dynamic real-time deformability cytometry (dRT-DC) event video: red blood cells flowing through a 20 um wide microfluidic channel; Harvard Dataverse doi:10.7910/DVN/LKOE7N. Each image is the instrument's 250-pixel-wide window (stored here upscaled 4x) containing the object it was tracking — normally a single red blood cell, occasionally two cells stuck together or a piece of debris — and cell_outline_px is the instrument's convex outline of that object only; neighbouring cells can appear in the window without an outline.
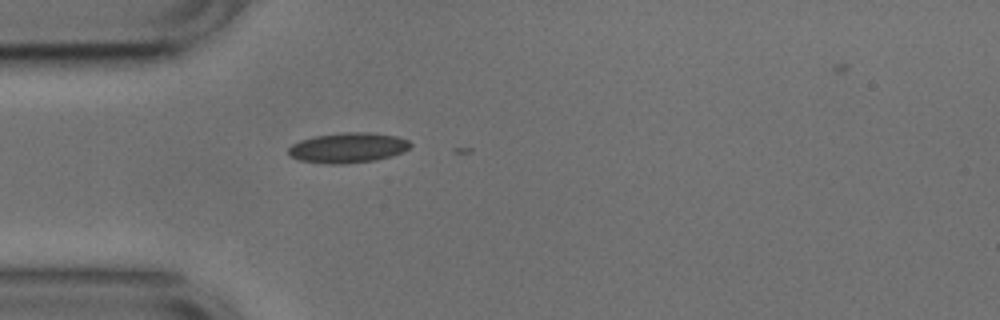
{"species": "common noctule bat (a hibernating species)", "species_latin": "Nyctalus noctula", "temperature_condition": "cold", "stored_images_in_passage": 2, "camera_frame_rate_fps": 3000, "um_per_image_px": 0.085, "animal": {"sex": "male", "body_mass_g": 17.9, "forearm_length_mm": 54.2}, "frame": {"image": 1, "passage_image": 1, "time_ms": 0.0, "image_size_px": [1000, 320], "cell_outline_px": [[412, 144], [404, 152], [392, 156], [376, 160], [344, 164], [324, 164], [300, 160], [292, 156], [288, 152], [288, 148], [292, 144], [300, 140], [316, 136], [344, 132], [368, 132], [396, 136], [408, 140]], "centroid_in_image_um": [29.59, 12.56], "position_along_channel_um": 55.4, "area_um2": 21.44}}